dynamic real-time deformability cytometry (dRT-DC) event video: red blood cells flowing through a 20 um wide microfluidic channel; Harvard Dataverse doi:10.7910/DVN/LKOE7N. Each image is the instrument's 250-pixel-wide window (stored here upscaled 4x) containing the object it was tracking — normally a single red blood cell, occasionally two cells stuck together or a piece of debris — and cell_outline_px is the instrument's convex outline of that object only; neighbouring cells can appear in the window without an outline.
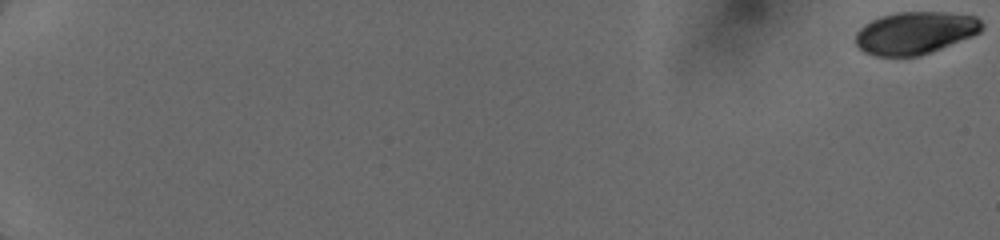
{"species": "human", "species_latin": "Homo sapiens", "temperature_condition": "cold", "stored_images_in_passage": 20, "camera_frame_rate_fps": 3000, "um_per_image_px": 0.085, "donor": {"sex": "female"}, "frame": {"image": 1, "passage_image": 1, "time_ms": 0.0, "image_size_px": [1000, 240], "cell_outline_px": [[984, 28], [980, 32], [972, 36], [920, 56], [876, 56], [864, 52], [856, 44], [856, 32], [864, 24], [880, 16], [896, 12], [948, 12], [976, 16], [984, 24]], "centroid_in_image_um": [77.8, 2.78], "position_along_channel_um": 7.2, "area_um2": 31.33}}
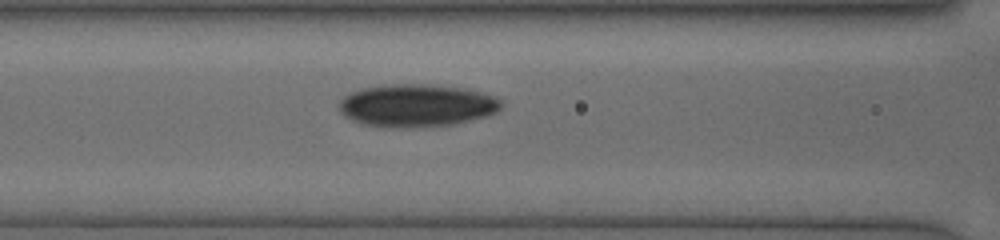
{"frame": {"image": 2, "passage_image": 18, "time_ms": 8.667, "image_size_px": [1000, 240], "cell_outline_px": [[504, 104], [496, 112], [484, 116], [456, 124], [412, 128], [388, 128], [360, 124], [344, 116], [340, 112], [340, 100], [344, 96], [360, 88], [388, 84], [432, 84], [468, 88], [492, 96], [500, 100]], "centroid_in_image_um": [35.39, 8.97], "position_along_channel_um": 131.2, "area_um2": 40.81}}
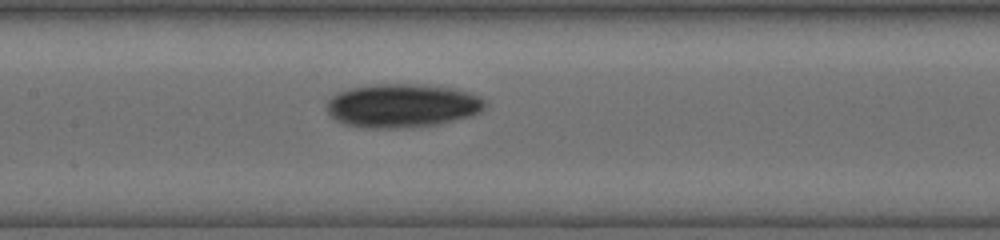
{"frame": {"image": 3, "passage_image": 20, "time_ms": 9.667, "image_size_px": [1000, 240], "cell_outline_px": [[488, 104], [480, 112], [468, 116], [436, 124], [396, 128], [364, 128], [344, 124], [328, 116], [324, 108], [324, 104], [336, 92], [348, 88], [372, 84], [424, 84], [460, 88], [480, 96], [488, 100]], "centroid_in_image_um": [34.16, 8.95], "position_along_channel_um": 173.2, "area_um2": 41.1}}